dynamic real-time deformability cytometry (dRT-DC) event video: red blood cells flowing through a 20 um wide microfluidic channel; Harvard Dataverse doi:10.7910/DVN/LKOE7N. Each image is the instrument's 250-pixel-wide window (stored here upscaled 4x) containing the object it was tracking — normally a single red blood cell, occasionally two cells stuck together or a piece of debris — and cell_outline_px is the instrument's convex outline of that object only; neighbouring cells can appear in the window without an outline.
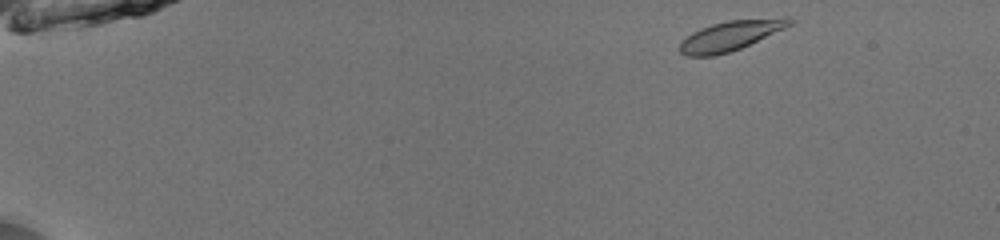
{"species": "common noctule bat (a hibernating species)", "species_latin": "Nyctalus noctula", "temperature_condition": "room temperature", "stored_images_in_passage": 46, "camera_frame_rate_fps": 3000, "um_per_image_px": 0.085, "animal": {"sex": "male", "body_mass_g": 13.0, "forearm_length_mm": 53.1}, "frame": {"image": 1, "passage_image": 1, "time_ms": 0.0, "image_size_px": [1000, 240], "cell_outline_px": [[796, 20], [792, 24], [784, 28], [740, 48], [728, 52], [712, 56], [688, 56], [680, 52], [680, 40], [692, 32], [700, 28], [712, 24], [728, 20], [784, 16], [792, 16]], "centroid_in_image_um": [62.13, 2.99], "position_along_channel_um": 22.9, "area_um2": 19.25}}
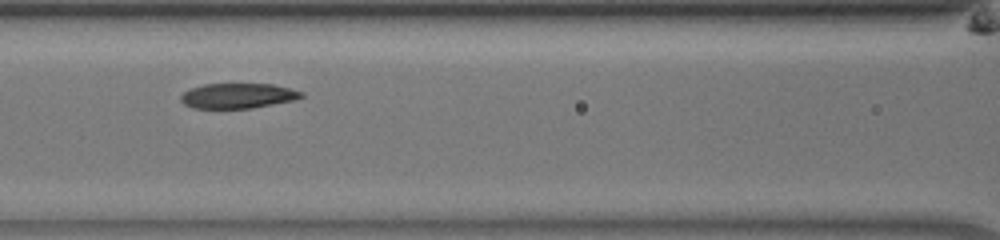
{"frame": {"image": 2, "passage_image": 19, "time_ms": 6.0, "image_size_px": [1000, 240], "cell_outline_px": [[304, 96], [296, 100], [252, 108], [192, 108], [184, 104], [180, 100], [180, 96], [184, 92], [192, 88], [204, 84], [272, 84], [304, 92]], "centroid_in_image_um": [20.23, 8.15], "position_along_channel_um": 146.4, "area_um2": 17.63}}
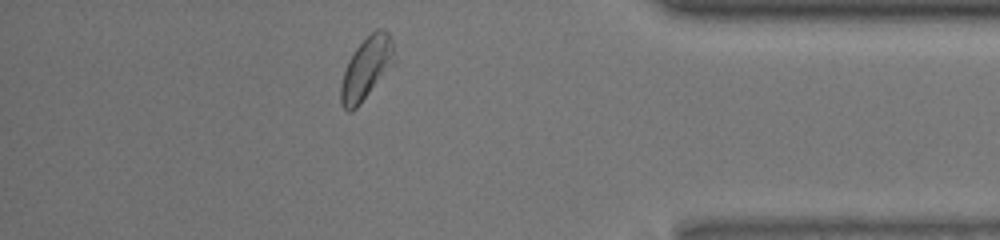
{"frame": {"image": 3, "passage_image": 40, "time_ms": 13.0, "image_size_px": [1000, 240], "cell_outline_px": [[396, 64], [360, 104], [352, 112], [348, 112], [340, 104], [340, 88], [344, 72], [348, 60], [356, 48], [376, 28], [384, 28], [392, 36], [396, 60]], "centroid_in_image_um": [31.19, 5.8], "position_along_channel_um": 404.0, "area_um2": 19.88}, "authors_computed_cell_mechanics": {"area_um2": 19.1896, "velocity_mm_per_s": 3.9939, "shape_relaxation_time_tau1_ms": 2.6909, "shape_relaxation_time_tau2_ms": 3.8265, "deformation_change_tau1": 0.113, "deformation_change_tau2": 0.0766}}